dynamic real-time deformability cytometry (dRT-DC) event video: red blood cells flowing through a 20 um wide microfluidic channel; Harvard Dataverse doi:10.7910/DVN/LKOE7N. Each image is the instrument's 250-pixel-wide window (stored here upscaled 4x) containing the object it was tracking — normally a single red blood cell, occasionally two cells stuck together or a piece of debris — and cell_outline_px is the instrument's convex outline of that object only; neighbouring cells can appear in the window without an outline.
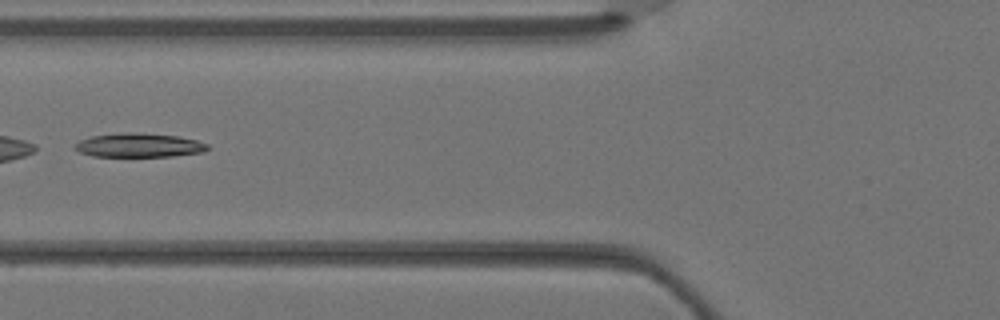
{"species": "Egyptian fruit bat (a non-hibernating species)", "species_latin": "Rousettus aegyptiacus", "temperature_condition": "warm", "stored_images_in_passage": 4, "camera_frame_rate_fps": 3000, "um_per_image_px": 0.085, "animal": {"sex": "female"}, "frame": {"image": 1, "passage_image": 4, "time_ms": 1.0, "image_size_px": [1000, 320], "cell_outline_px": [[208, 148], [204, 152], [172, 156], [92, 156], [80, 152], [72, 148], [80, 140], [92, 136], [124, 132], [132, 132], [176, 136], [196, 140], [208, 144]], "centroid_in_image_um": [11.8, 12.34], "position_along_channel_um": 114.0, "area_um2": 18.38}}